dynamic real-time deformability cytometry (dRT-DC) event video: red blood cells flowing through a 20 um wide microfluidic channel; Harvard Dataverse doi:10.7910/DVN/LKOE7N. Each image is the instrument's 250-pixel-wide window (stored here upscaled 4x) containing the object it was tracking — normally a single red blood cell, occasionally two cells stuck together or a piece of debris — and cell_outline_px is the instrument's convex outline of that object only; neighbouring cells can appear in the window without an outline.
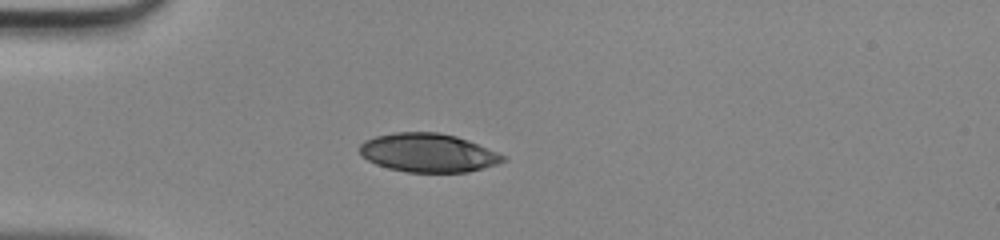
{"species": "human", "species_latin": "Homo sapiens", "temperature_condition": "room temperature", "stored_images_in_passage": 32, "camera_frame_rate_fps": 3000, "um_per_image_px": 0.085, "donor": {"sex": "male"}, "frame": {"image": 1, "passage_image": 1, "time_ms": 0.0, "image_size_px": [1000, 240], "cell_outline_px": [[508, 156], [504, 160], [496, 164], [484, 168], [468, 172], [408, 172], [388, 168], [376, 164], [368, 160], [360, 152], [360, 144], [364, 140], [376, 136], [392, 132], [436, 132], [456, 136], [468, 140]], "centroid_in_image_um": [36.4, 12.98], "position_along_channel_um": 48.6, "area_um2": 32.25}}
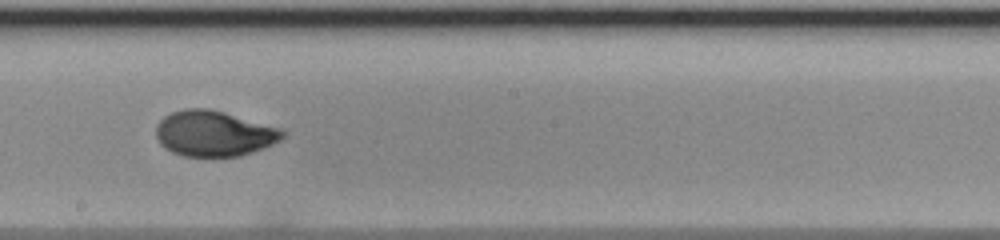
{"frame": {"image": 2, "passage_image": 15, "time_ms": 4.667, "image_size_px": [1000, 240], "cell_outline_px": [[288, 132], [280, 140], [264, 148], [240, 156], [184, 156], [172, 152], [164, 148], [160, 144], [156, 136], [156, 124], [164, 116], [172, 112], [184, 108], [208, 108], [224, 112], [284, 128]], "centroid_in_image_um": [18.21, 11.34], "position_along_channel_um": 230.0, "area_um2": 33.99}}
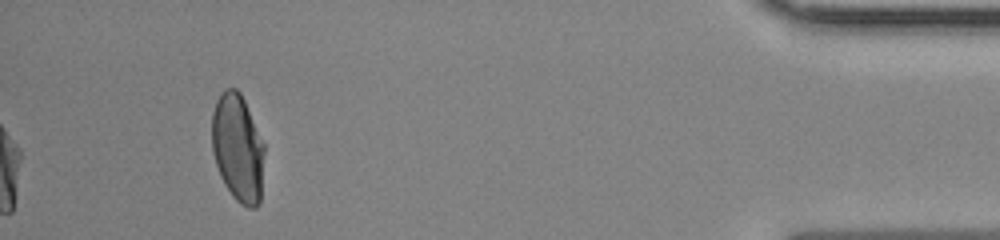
{"frame": {"image": 3, "passage_image": 32, "time_ms": 10.333, "image_size_px": [1000, 240], "cell_outline_px": [[264, 152], [260, 204], [256, 208], [248, 208], [240, 204], [232, 196], [224, 184], [220, 176], [212, 152], [212, 112], [216, 100], [220, 92], [224, 88], [236, 88], [240, 92], [244, 100], [264, 144]], "centroid_in_image_um": [20.2, 12.58], "position_along_channel_um": 415.0, "area_um2": 33.18}}